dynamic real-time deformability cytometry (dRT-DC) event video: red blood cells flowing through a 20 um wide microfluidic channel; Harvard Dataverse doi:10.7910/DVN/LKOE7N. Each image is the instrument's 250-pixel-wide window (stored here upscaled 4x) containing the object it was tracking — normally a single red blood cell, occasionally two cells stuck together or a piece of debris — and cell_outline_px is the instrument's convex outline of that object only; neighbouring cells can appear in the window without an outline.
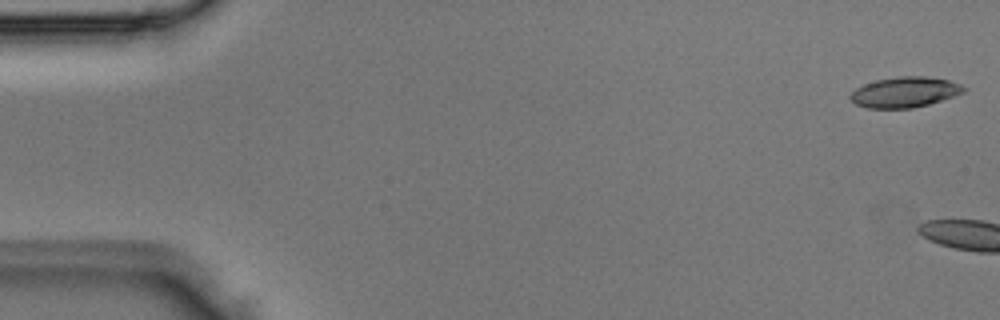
{"species": "Egyptian fruit bat (a non-hibernating species)", "species_latin": "Rousettus aegyptiacus", "temperature_condition": "room temperature", "stored_images_in_passage": 5, "camera_frame_rate_fps": 3000, "um_per_image_px": 0.085, "animal": {"sex": "male"}, "frame": {"image": 1, "passage_image": 1, "time_ms": 0.0, "image_size_px": [1000, 320], "cell_outline_px": [[968, 88], [964, 92], [928, 104], [912, 108], [868, 108], [856, 104], [848, 96], [856, 88], [864, 84], [876, 80], [900, 76], [924, 76], [948, 80], [960, 84]], "centroid_in_image_um": [76.9, 7.83], "position_along_channel_um": 8.1, "area_um2": 19.94}}